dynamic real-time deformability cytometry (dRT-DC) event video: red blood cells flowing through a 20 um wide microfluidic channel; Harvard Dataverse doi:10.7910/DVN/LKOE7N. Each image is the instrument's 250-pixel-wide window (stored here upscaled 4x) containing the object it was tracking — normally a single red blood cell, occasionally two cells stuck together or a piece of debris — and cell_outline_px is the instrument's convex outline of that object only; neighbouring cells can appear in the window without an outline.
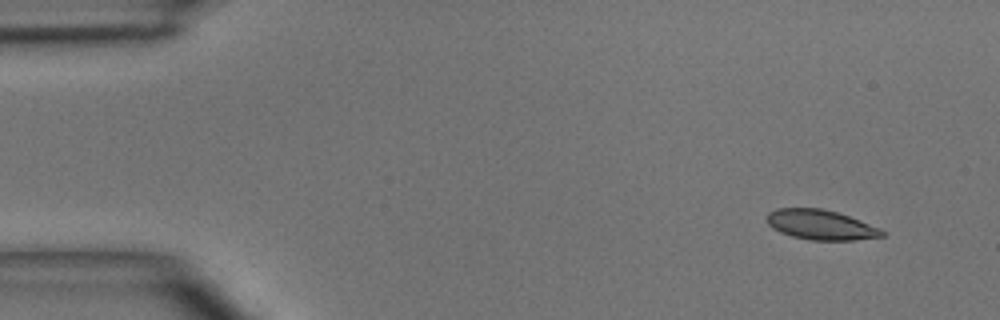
{"species": "common noctule bat (a hibernating species)", "species_latin": "Nyctalus noctula", "temperature_condition": "room temperature", "stored_images_in_passage": 4, "camera_frame_rate_fps": 3000, "um_per_image_px": 0.085, "animal": {"sex": "male", "body_mass_g": 15.6}, "frame": {"image": 1, "passage_image": 1, "time_ms": 0.0, "image_size_px": [1000, 320], "cell_outline_px": [[884, 236], [852, 240], [808, 240], [792, 236], [780, 232], [772, 228], [768, 224], [768, 212], [776, 208], [820, 208], [836, 212], [848, 216], [880, 228], [884, 232]], "centroid_in_image_um": [69.73, 19.11], "position_along_channel_um": 15.3, "area_um2": 19.88}}